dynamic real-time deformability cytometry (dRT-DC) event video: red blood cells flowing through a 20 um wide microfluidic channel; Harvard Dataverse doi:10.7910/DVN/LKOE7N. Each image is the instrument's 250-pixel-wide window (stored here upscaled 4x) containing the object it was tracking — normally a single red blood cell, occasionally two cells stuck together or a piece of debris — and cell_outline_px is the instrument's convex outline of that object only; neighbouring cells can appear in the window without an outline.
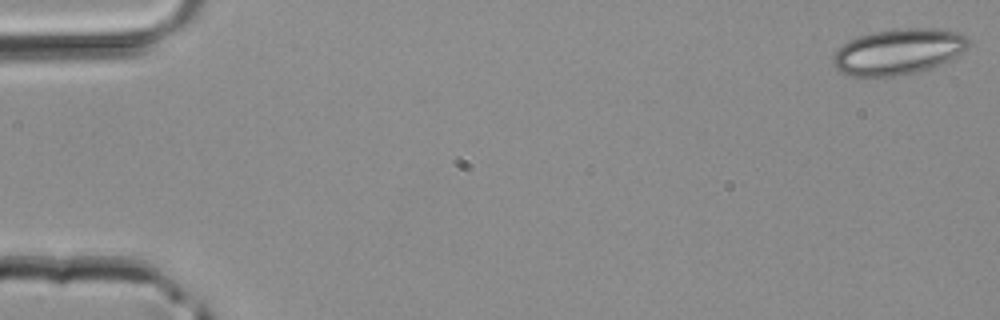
{"species": "common noctule bat (a hibernating species)", "species_latin": "Nyctalus noctula", "temperature_condition": "room temperature", "stored_images_in_passage": 7, "camera_frame_rate_fps": 3000, "um_per_image_px": 0.085, "animal": {"sex": "male", "body_mass_g": 20.4}, "frame": {"image": 1, "passage_image": 1, "time_ms": 0.0, "image_size_px": [1000, 320], "cell_outline_px": [[972, 40], [956, 56], [940, 64], [916, 72], [896, 76], [848, 76], [840, 72], [836, 68], [832, 60], [832, 56], [848, 40], [872, 32], [908, 28], [936, 28], [960, 32], [968, 36]], "centroid_in_image_um": [76.36, 4.38], "position_along_channel_um": 8.6, "area_um2": 35.95}}